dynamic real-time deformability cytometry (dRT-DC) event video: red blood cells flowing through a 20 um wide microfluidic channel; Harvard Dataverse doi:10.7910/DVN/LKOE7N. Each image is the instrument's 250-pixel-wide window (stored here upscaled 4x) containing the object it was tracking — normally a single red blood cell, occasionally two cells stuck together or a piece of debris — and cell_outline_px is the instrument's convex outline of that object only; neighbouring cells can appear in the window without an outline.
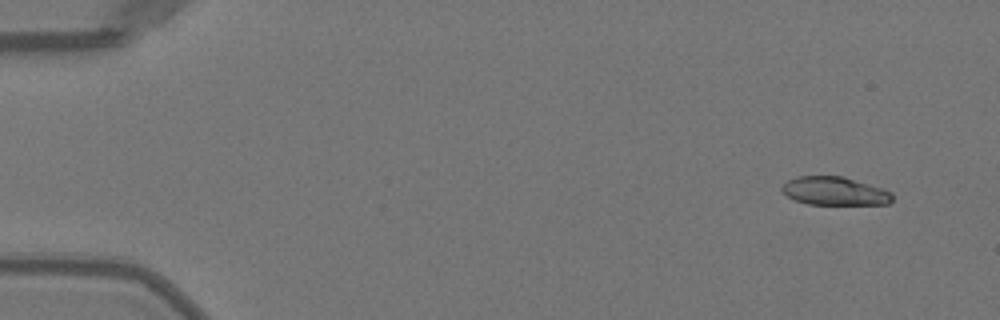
{"species": "Egyptian fruit bat (a non-hibernating species)", "species_latin": "Rousettus aegyptiacus", "temperature_condition": "warm", "stored_images_in_passage": 48, "camera_frame_rate_fps": 3000, "um_per_image_px": 0.085, "animal": {"sex": "female"}, "frame": {"image": 1, "passage_image": 1, "time_ms": 0.0, "image_size_px": [1000, 320], "cell_outline_px": [[892, 200], [888, 204], [808, 204], [792, 200], [780, 188], [788, 180], [796, 176], [844, 176], [884, 188], [892, 192]], "centroid_in_image_um": [70.96, 16.23], "position_along_channel_um": 14.0, "area_um2": 18.38}}
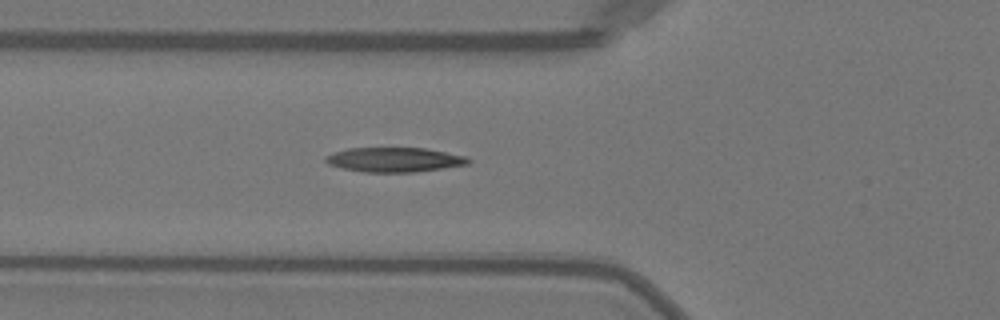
{"frame": {"image": 2, "passage_image": 16, "time_ms": 5.0, "image_size_px": [1000, 320], "cell_outline_px": [[472, 160], [468, 164], [444, 168], [416, 172], [364, 172], [344, 168], [328, 164], [324, 160], [324, 156], [348, 148], [424, 148], [468, 156]], "centroid_in_image_um": [33.56, 13.57], "position_along_channel_um": 92.2, "area_um2": 20.4}}
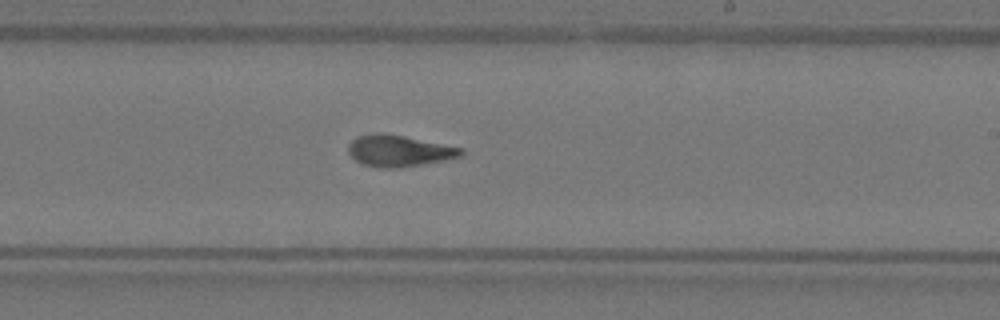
{"frame": {"image": 3, "passage_image": 28, "time_ms": 9.0, "image_size_px": [1000, 320], "cell_outline_px": [[464, 156], [444, 160], [400, 168], [376, 168], [364, 164], [356, 160], [348, 152], [348, 144], [356, 136], [372, 132], [380, 132], [404, 136], [464, 148]], "centroid_in_image_um": [33.91, 12.81], "position_along_channel_um": 255.1, "area_um2": 20.87}, "authors_computed_cell_mechanics": {"area_um2": 20.1722, "velocity_mm_per_s": 4.0701, "shape_relaxation_time_tau1_ms": 5.8837, "shape_relaxation_time_tau2_ms": 1.9252, "deformation_change_tau1": 0.2421, "deformation_change_tau2": 0.0981}}